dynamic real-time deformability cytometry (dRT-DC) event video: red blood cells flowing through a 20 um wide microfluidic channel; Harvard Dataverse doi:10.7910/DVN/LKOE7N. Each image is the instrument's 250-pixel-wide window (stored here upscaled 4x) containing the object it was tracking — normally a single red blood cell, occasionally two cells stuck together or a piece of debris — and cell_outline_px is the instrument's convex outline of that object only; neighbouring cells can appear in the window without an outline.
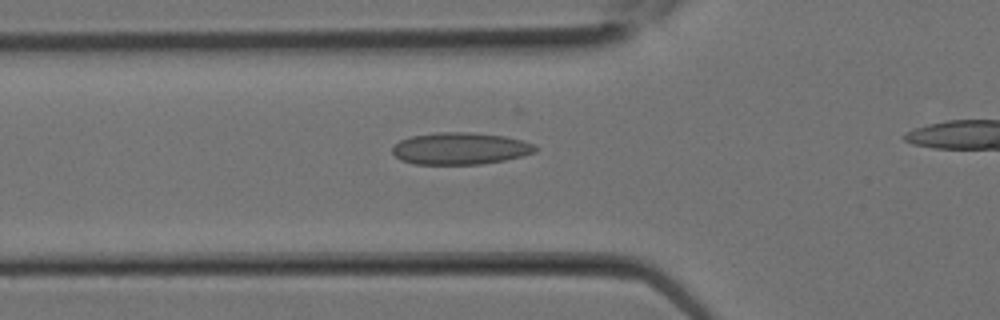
{"species": "Egyptian fruit bat (a non-hibernating species)", "species_latin": "Rousettus aegyptiacus", "temperature_condition": "room temperature", "stored_images_in_passage": 9, "segment_of_instrument_passage": [1, 2], "camera_frame_rate_fps": 3000, "um_per_image_px": 0.085, "animal": {"sex": "female"}, "frame": {"image": 1, "passage_image": 6, "time_ms": 1.667, "image_size_px": [1000, 320], "cell_outline_px": [[540, 148], [536, 152], [504, 160], [480, 164], [416, 164], [400, 160], [392, 152], [392, 148], [400, 140], [412, 136], [436, 132], [472, 132], [504, 136], [520, 140], [532, 144]], "centroid_in_image_um": [39.11, 12.62], "position_along_channel_um": 86.7, "area_um2": 26.53}}
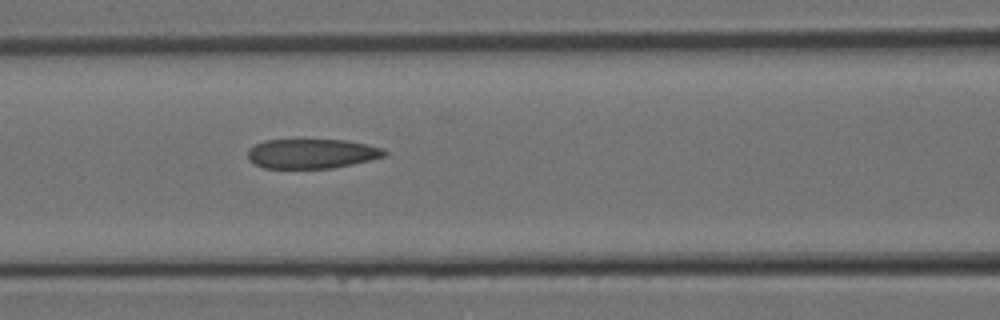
{"frame": {"image": 2, "passage_image": 8, "time_ms": 2.333, "image_size_px": [1000, 320], "cell_outline_px": [[388, 156], [352, 164], [332, 168], [264, 168], [248, 160], [248, 148], [264, 140], [344, 140], [384, 148], [388, 152]], "centroid_in_image_um": [26.51, 13.06], "position_along_channel_um": 140.1, "area_um2": 23.58}}